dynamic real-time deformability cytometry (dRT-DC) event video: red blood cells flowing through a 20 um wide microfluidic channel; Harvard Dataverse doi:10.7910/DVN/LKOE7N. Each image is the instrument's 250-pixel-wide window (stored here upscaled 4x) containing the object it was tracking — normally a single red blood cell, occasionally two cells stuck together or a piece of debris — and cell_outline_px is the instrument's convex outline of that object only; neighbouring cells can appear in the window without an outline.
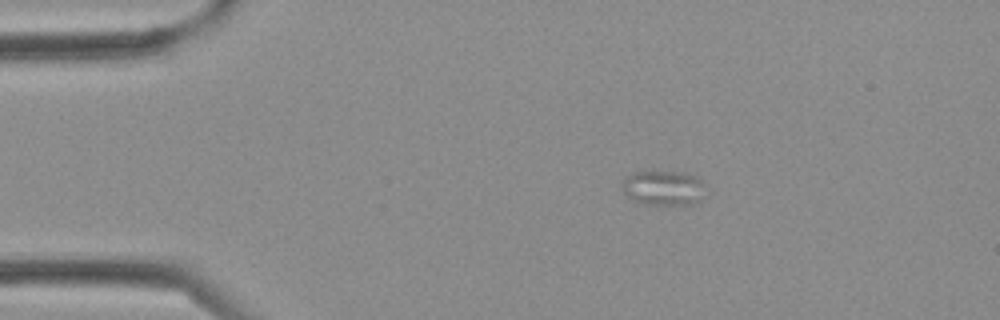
{"species": "Egyptian fruit bat (a non-hibernating species)", "species_latin": "Rousettus aegyptiacus", "temperature_condition": "cold", "stored_images_in_passage": 3, "camera_frame_rate_fps": 3000, "um_per_image_px": 0.085, "frame": {"image": 1, "passage_image": 1, "time_ms": 0.0, "image_size_px": [1000, 320], "cell_outline_px": [[708, 188], [704, 196], [700, 200], [692, 204], [636, 204], [624, 192], [624, 176], [632, 172], [648, 168], [684, 172], [700, 176]], "centroid_in_image_um": [56.44, 15.91], "position_along_channel_um": 28.6, "area_um2": 18.09}}
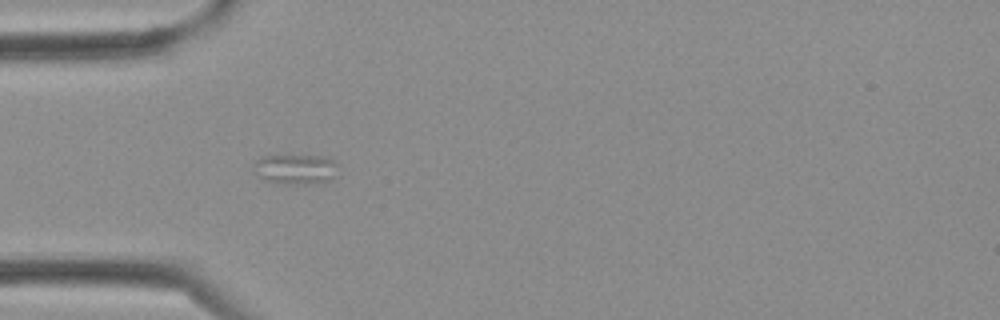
{"frame": {"image": 2, "passage_image": 2, "time_ms": 0.333, "image_size_px": [1000, 320], "cell_outline_px": [[336, 164], [332, 180], [324, 184], [288, 184], [264, 180], [256, 176], [252, 172], [252, 164], [256, 160], [264, 156], [324, 156], [332, 160]], "centroid_in_image_um": [25.06, 14.4], "position_along_channel_um": 59.9, "area_um2": 14.97}}